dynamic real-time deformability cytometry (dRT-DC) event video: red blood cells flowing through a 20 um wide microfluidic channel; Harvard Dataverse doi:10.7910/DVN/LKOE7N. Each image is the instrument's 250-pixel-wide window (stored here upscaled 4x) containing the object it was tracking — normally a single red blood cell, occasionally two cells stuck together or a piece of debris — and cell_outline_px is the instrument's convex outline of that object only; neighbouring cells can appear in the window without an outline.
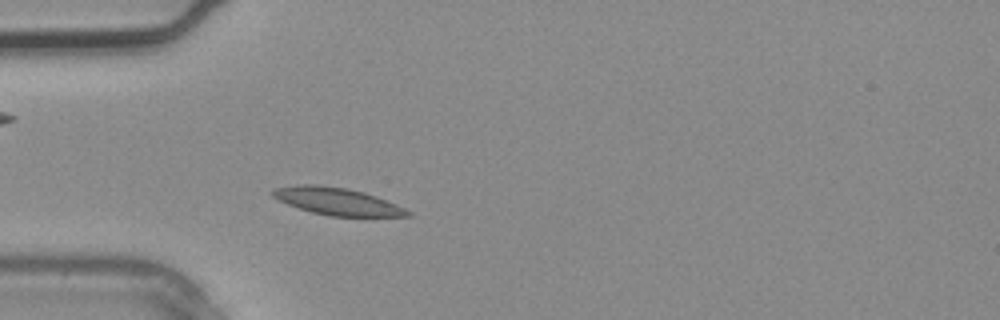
{"species": "common noctule bat (a hibernating species)", "species_latin": "Nyctalus noctula", "temperature_condition": "warm", "stored_images_in_passage": 2, "camera_frame_rate_fps": 3000, "um_per_image_px": 0.085, "animal": {"sex": "male", "body_mass_g": 20.4}, "frame": {"image": 1, "passage_image": 2, "time_ms": 0.333, "image_size_px": [1000, 320], "cell_outline_px": [[412, 216], [328, 216], [312, 212], [288, 204], [272, 196], [268, 192], [272, 188], [296, 184], [316, 184], [348, 188], [364, 192], [376, 196], [396, 204], [412, 212]], "centroid_in_image_um": [28.62, 17.1], "position_along_channel_um": 56.4, "area_um2": 21.56}}